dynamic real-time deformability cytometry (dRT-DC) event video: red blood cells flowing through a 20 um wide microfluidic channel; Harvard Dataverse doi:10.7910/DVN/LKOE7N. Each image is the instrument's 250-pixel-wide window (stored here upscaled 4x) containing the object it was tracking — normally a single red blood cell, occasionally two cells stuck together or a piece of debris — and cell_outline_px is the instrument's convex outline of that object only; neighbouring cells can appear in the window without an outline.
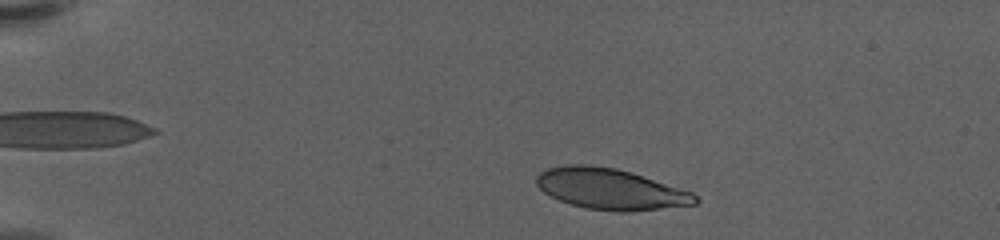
{"species": "human", "species_latin": "Homo sapiens", "temperature_condition": "warm", "stored_images_in_passage": 52, "camera_frame_rate_fps": 3000, "um_per_image_px": 0.085, "donor": {"sex": "female"}, "frame": {"image": 1, "passage_image": 5, "time_ms": 1.333, "image_size_px": [1000, 240], "cell_outline_px": [[700, 200], [696, 204], [628, 212], [616, 212], [588, 208], [572, 204], [560, 200], [544, 192], [536, 184], [536, 176], [540, 172], [548, 168], [564, 164], [588, 164], [616, 168], [632, 172], [692, 192]], "centroid_in_image_um": [51.89, 16.05], "position_along_channel_um": 33.1, "area_um2": 37.8}}
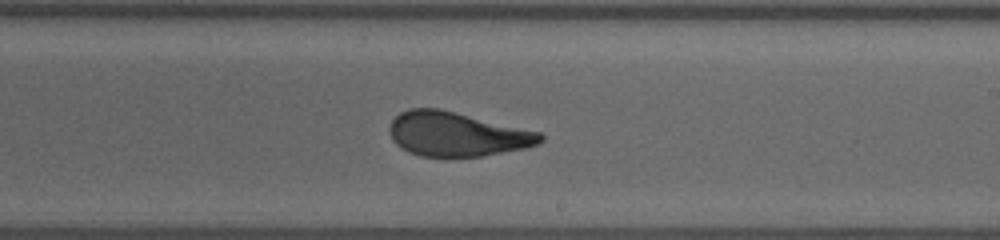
{"frame": {"image": 2, "passage_image": 30, "time_ms": 9.667, "image_size_px": [1000, 240], "cell_outline_px": [[544, 140], [536, 144], [524, 148], [484, 156], [444, 160], [420, 156], [408, 152], [400, 148], [392, 140], [388, 132], [388, 128], [392, 120], [400, 112], [408, 108], [440, 108], [540, 132], [544, 136]], "centroid_in_image_um": [38.77, 11.44], "position_along_channel_um": 250.2, "area_um2": 39.94}}
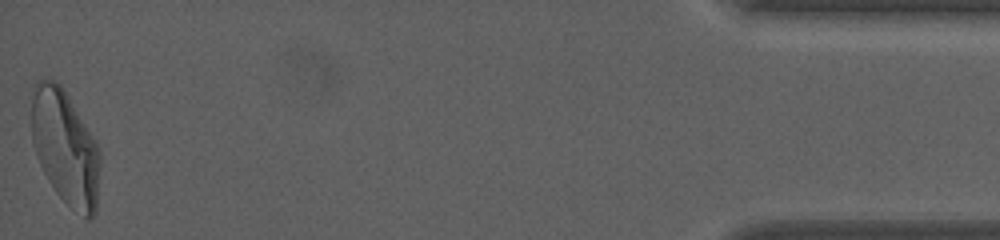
{"frame": {"image": 3, "passage_image": 52, "time_ms": 17.0, "image_size_px": [1000, 240], "cell_outline_px": [[100, 168], [96, 212], [88, 220], [72, 208], [56, 192], [44, 172], [36, 156], [32, 144], [32, 88], [36, 80], [52, 80], [60, 84], [100, 148]], "centroid_in_image_um": [5.55, 12.55], "position_along_channel_um": 429.7, "area_um2": 45.49}, "authors_computed_cell_mechanics": {"area_um2": 40.0265, "velocity_mm_per_s": 3.5526, "shape_relaxation_time_tau1_ms": 6.7519, "shape_relaxation_time_tau2_ms": 0.9659, "deformation_change_tau1": 0.2252, "deformation_change_tau2": 0.082}}